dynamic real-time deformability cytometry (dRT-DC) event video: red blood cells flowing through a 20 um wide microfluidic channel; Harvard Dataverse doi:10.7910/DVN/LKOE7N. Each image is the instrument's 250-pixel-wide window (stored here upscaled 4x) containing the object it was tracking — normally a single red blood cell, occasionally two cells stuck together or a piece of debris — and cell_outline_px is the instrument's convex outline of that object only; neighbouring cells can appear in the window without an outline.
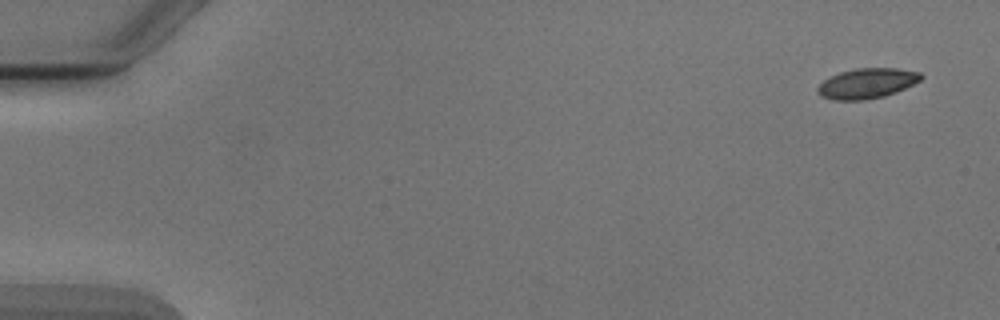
{"species": "Egyptian fruit bat (a non-hibernating species)", "species_latin": "Rousettus aegyptiacus", "temperature_condition": "cold", "stored_images_in_passage": 6, "segment_of_instrument_passage": [2, 2], "camera_frame_rate_fps": 3000, "um_per_image_px": 0.085, "animal": {"sex": "male"}, "frame": {"image": 1, "passage_image": 6, "time_ms": 6.667, "image_size_px": [1000, 320], "cell_outline_px": [[924, 76], [920, 80], [896, 92], [884, 96], [864, 100], [832, 100], [820, 96], [816, 92], [816, 88], [824, 80], [840, 72], [856, 68], [896, 68], [920, 72]], "centroid_in_image_um": [73.67, 7.09], "position_along_channel_um": 11.3, "area_um2": 18.15}}